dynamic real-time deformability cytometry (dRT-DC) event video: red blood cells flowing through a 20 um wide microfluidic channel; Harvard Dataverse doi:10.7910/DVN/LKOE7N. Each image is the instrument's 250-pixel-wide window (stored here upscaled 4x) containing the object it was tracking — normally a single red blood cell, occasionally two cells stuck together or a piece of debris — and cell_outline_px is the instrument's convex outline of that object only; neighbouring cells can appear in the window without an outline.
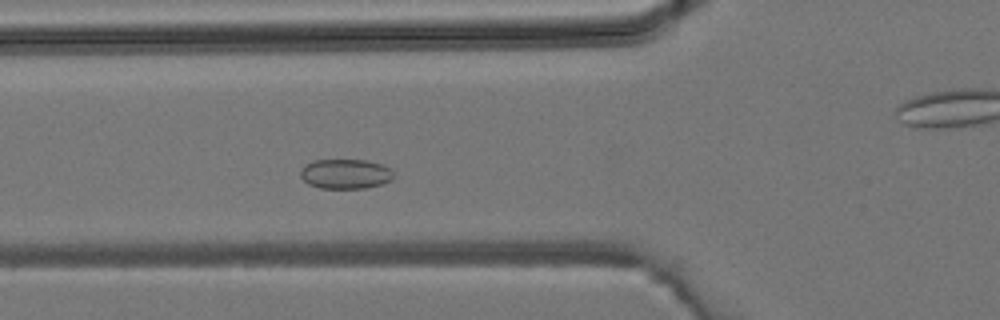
{"species": "common noctule bat (a hibernating species)", "species_latin": "Nyctalus noctula", "temperature_condition": "room temperature", "stored_images_in_passage": 40, "camera_frame_rate_fps": 3000, "um_per_image_px": 0.085, "animal": {"sex": "male", "body_mass_g": 19.2, "forearm_length_mm": 51.8}, "frame": {"image": 1, "passage_image": 11, "time_ms": 3.333, "image_size_px": [1000, 320], "cell_outline_px": [[392, 180], [384, 184], [364, 188], [320, 188], [308, 184], [300, 176], [300, 168], [304, 164], [312, 160], [364, 160], [384, 164], [392, 168]], "centroid_in_image_um": [29.36, 14.77], "position_along_channel_um": 96.4, "area_um2": 16.42}}
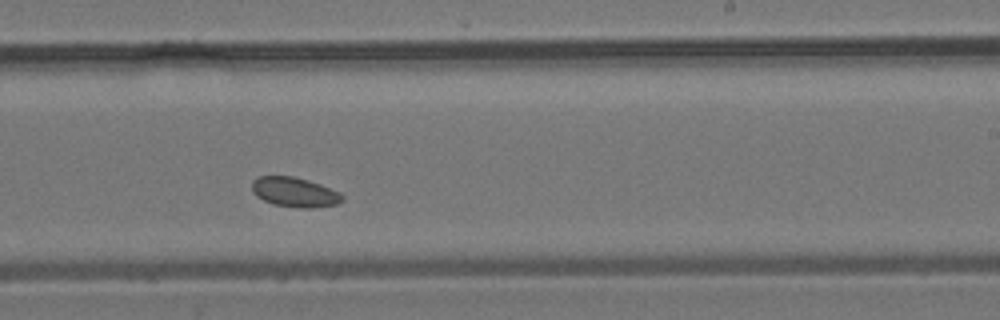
{"frame": {"image": 2, "passage_image": 22, "time_ms": 7.0, "image_size_px": [1000, 320], "cell_outline_px": [[344, 200], [336, 204], [312, 208], [300, 208], [272, 204], [256, 196], [252, 192], [252, 180], [260, 176], [292, 176], [308, 180], [320, 184], [340, 192], [344, 196]], "centroid_in_image_um": [25.04, 16.33], "position_along_channel_um": 264.0, "area_um2": 15.72}}
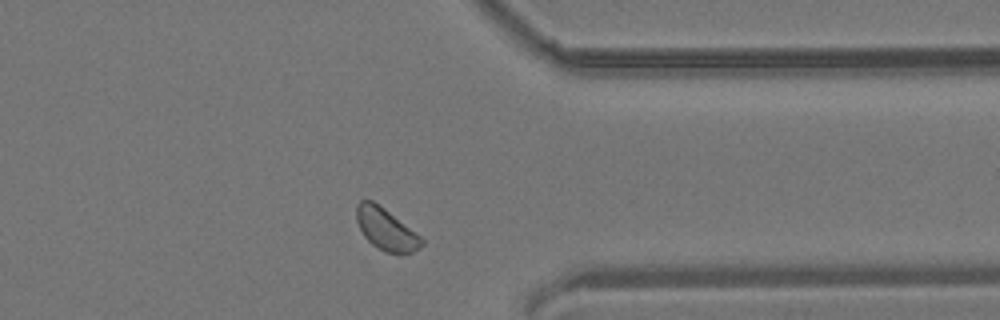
{"frame": {"image": 3, "passage_image": 30, "time_ms": 9.667, "image_size_px": [1000, 320], "cell_outline_px": [[424, 244], [420, 248], [412, 252], [400, 256], [384, 252], [372, 244], [364, 236], [356, 220], [356, 204], [360, 200], [372, 200], [384, 208], [420, 236], [424, 240]], "centroid_in_image_um": [32.82, 19.52], "position_along_channel_um": 378.6, "area_um2": 16.01}}